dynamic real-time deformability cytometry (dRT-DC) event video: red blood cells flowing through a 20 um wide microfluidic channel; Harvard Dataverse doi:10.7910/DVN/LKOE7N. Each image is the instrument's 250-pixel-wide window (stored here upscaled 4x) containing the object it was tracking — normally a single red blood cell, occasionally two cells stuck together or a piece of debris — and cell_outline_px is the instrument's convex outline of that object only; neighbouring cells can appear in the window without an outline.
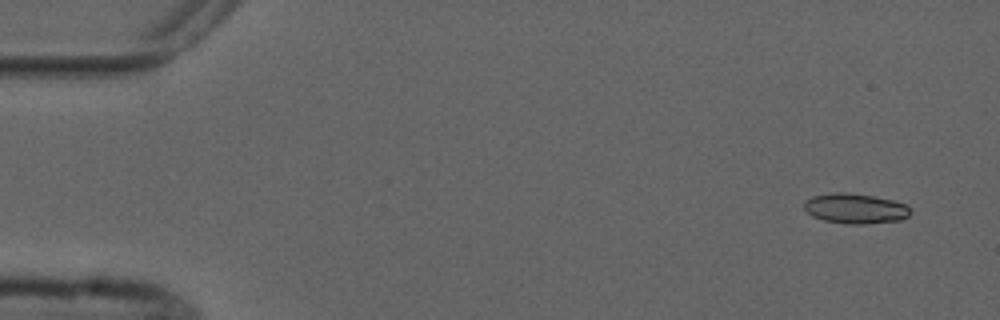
{"species": "common noctule bat (a hibernating species)", "species_latin": "Nyctalus noctula", "temperature_condition": "cold", "stored_images_in_passage": 4, "camera_frame_rate_fps": 3000, "um_per_image_px": 0.085, "animal": {"sex": "male", "forearm_length_mm": 52.5}, "frame": {"image": 1, "passage_image": 1, "time_ms": 0.0, "image_size_px": [1000, 320], "cell_outline_px": [[912, 212], [908, 216], [900, 220], [868, 224], [848, 224], [824, 220], [812, 216], [804, 208], [804, 200], [812, 196], [832, 192], [844, 192], [872, 196], [892, 200], [908, 204]], "centroid_in_image_um": [72.71, 17.72], "position_along_channel_um": 12.3, "area_um2": 18.79}}